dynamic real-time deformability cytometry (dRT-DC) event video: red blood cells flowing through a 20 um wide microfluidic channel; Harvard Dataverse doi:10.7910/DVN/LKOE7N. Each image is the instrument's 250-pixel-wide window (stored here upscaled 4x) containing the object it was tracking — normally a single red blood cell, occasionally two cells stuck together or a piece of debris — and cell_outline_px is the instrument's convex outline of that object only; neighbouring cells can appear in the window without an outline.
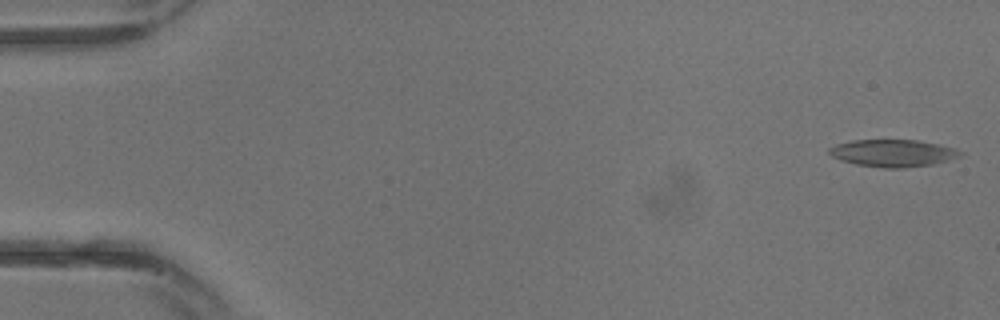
{"species": "common noctule bat (a hibernating species)", "species_latin": "Nyctalus noctula", "temperature_condition": "warm", "stored_images_in_passage": 17, "camera_frame_rate_fps": 3000, "um_per_image_px": 0.085, "animal": {"sex": "male", "body_mass_g": 13.3}, "frame": {"image": 1, "passage_image": 1, "time_ms": 0.0, "image_size_px": [1000, 320], "cell_outline_px": [[964, 152], [960, 156], [948, 160], [932, 164], [904, 168], [884, 168], [856, 164], [840, 160], [832, 156], [828, 152], [828, 148], [836, 144], [852, 140], [916, 140], [956, 148]], "centroid_in_image_um": [75.88, 13.01], "position_along_channel_um": 9.1, "area_um2": 20.75}}
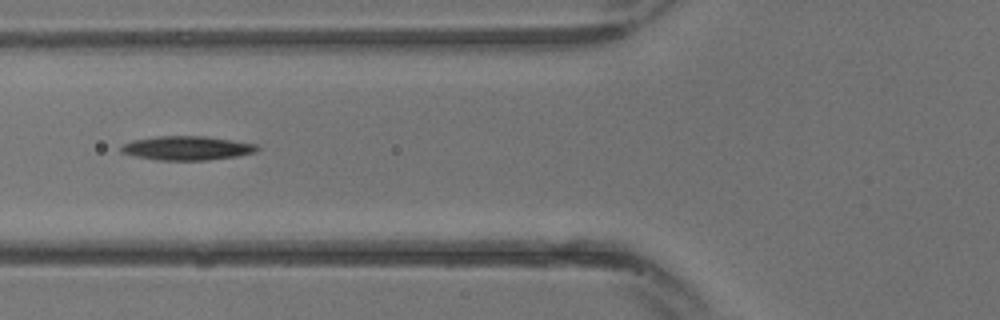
{"frame": {"image": 2, "passage_image": 12, "time_ms": 3.667, "image_size_px": [1000, 320], "cell_outline_px": [[260, 148], [256, 152], [236, 156], [208, 160], [156, 160], [136, 156], [120, 152], [120, 148], [124, 144], [132, 140], [156, 136], [204, 136], [232, 140], [256, 144]], "centroid_in_image_um": [15.89, 12.58], "position_along_channel_um": 109.9, "area_um2": 19.02}}
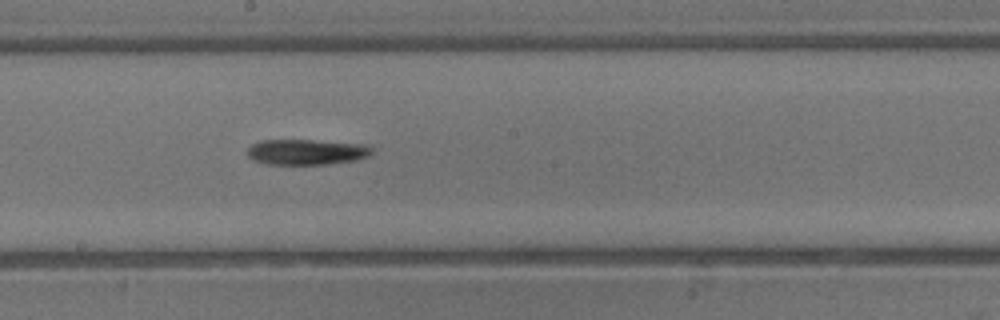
{"frame": {"image": 3, "passage_image": 17, "time_ms": 5.333, "image_size_px": [1000, 320], "cell_outline_px": [[372, 152], [368, 156], [356, 160], [328, 164], [264, 164], [252, 160], [248, 156], [248, 148], [252, 144], [260, 140], [312, 140], [368, 144], [372, 148]], "centroid_in_image_um": [26.05, 12.91], "position_along_channel_um": 222.1, "area_um2": 18.67}}